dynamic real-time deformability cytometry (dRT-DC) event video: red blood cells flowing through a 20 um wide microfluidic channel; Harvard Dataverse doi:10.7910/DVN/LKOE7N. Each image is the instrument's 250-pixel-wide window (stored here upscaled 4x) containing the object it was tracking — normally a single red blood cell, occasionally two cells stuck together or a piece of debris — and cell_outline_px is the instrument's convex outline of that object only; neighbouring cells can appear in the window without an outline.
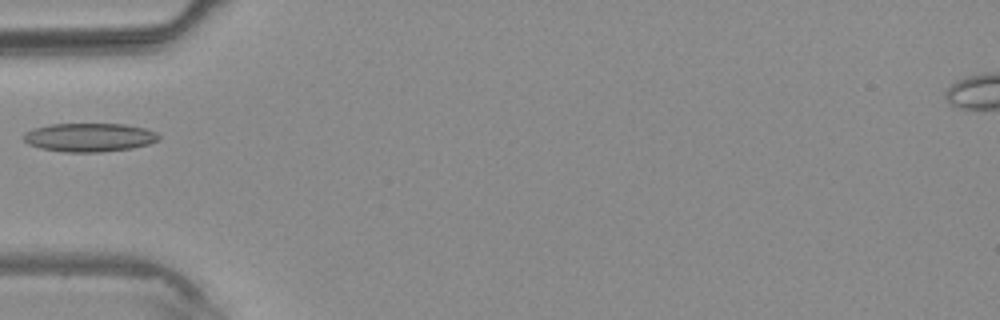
{"species": "common noctule bat (a hibernating species)", "species_latin": "Nyctalus noctula", "temperature_condition": "warm", "stored_images_in_passage": 4, "camera_frame_rate_fps": 3000, "um_per_image_px": 0.085, "animal": {"sex": "male", "body_mass_g": 20.4}, "frame": {"image": 1, "passage_image": 4, "time_ms": 3.667, "image_size_px": [1000, 320], "cell_outline_px": [[160, 140], [148, 144], [132, 148], [100, 152], [64, 152], [40, 148], [28, 144], [24, 140], [24, 132], [36, 128], [52, 124], [124, 124], [144, 128], [156, 132], [160, 136]], "centroid_in_image_um": [7.61, 11.68], "position_along_channel_um": 77.4, "area_um2": 22.48}}